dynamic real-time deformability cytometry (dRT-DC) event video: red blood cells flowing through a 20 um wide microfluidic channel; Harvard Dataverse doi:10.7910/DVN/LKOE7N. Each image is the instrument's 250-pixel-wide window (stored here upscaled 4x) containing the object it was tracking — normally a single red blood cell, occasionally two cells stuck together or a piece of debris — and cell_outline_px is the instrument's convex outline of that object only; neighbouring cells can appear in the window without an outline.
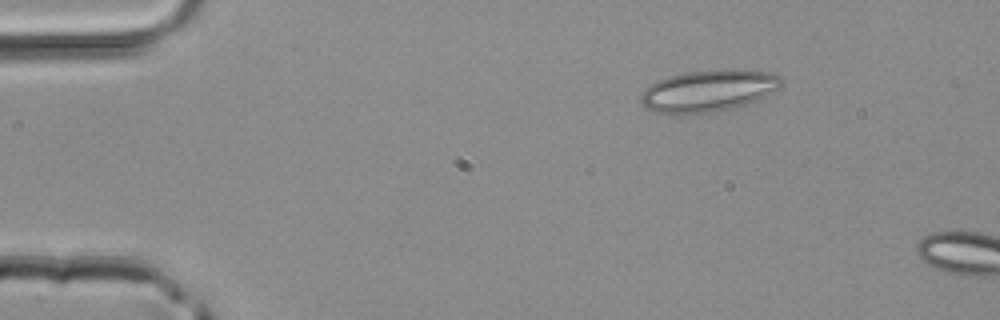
{"species": "common noctule bat (a hibernating species)", "species_latin": "Nyctalus noctula", "temperature_condition": "room temperature", "stored_images_in_passage": 2, "camera_frame_rate_fps": 3000, "um_per_image_px": 0.085, "animal": {"sex": "male", "body_mass_g": 20.4}, "frame": {"image": 1, "passage_image": 2, "time_ms": 0.333, "image_size_px": [1000, 320], "cell_outline_px": [[784, 80], [780, 88], [760, 100], [748, 104], [716, 112], [676, 116], [652, 112], [640, 100], [640, 92], [644, 88], [656, 80], [668, 76], [684, 72], [740, 68], [772, 72], [780, 76]], "centroid_in_image_um": [60.23, 7.73], "position_along_channel_um": 24.8, "area_um2": 35.49}}